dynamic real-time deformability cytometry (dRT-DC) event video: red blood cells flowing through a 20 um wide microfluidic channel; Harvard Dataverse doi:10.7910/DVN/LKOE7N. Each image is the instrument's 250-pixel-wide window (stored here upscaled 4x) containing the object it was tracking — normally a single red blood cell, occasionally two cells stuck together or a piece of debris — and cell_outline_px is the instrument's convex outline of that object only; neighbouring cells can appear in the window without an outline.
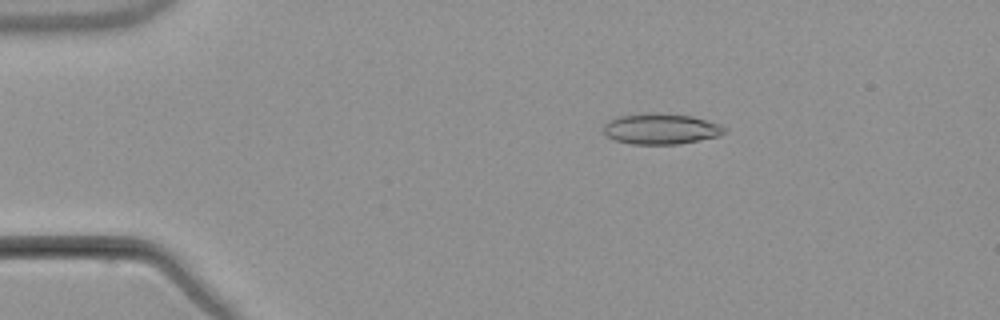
{"species": "common noctule bat (a hibernating species)", "species_latin": "Nyctalus noctula", "temperature_condition": "warm", "stored_images_in_passage": 6, "camera_frame_rate_fps": 3000, "um_per_image_px": 0.085, "animal": {"sex": "male", "body_mass_g": 21.5, "forearm_length_mm": 52.0}, "frame": {"image": 1, "passage_image": 1, "time_ms": 0.0, "image_size_px": [1000, 320], "cell_outline_px": [[728, 132], [720, 136], [680, 144], [632, 144], [616, 140], [608, 136], [604, 132], [604, 124], [608, 120], [620, 116], [692, 116], [720, 124], [728, 128]], "centroid_in_image_um": [56.27, 11.01], "position_along_channel_um": 28.7, "area_um2": 20.75}}
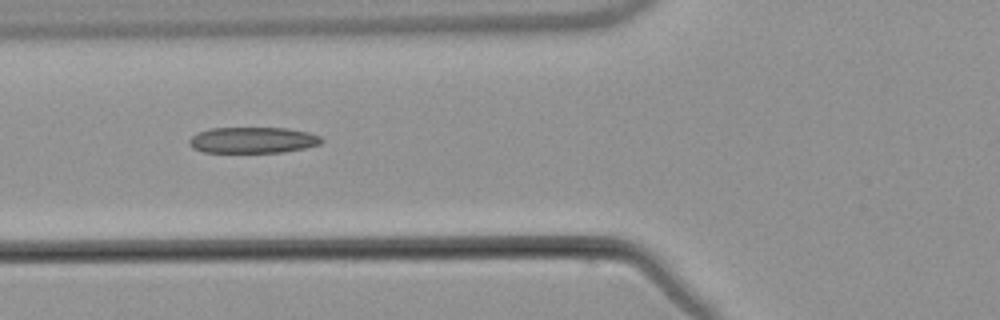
{"frame": {"image": 2, "passage_image": 4, "time_ms": 3.667, "image_size_px": [1000, 320], "cell_outline_px": [[324, 140], [320, 144], [304, 148], [284, 152], [204, 152], [192, 148], [188, 144], [188, 140], [196, 132], [208, 128], [288, 128], [308, 132], [320, 136]], "centroid_in_image_um": [21.46, 11.9], "position_along_channel_um": 104.3, "area_um2": 20.23}}
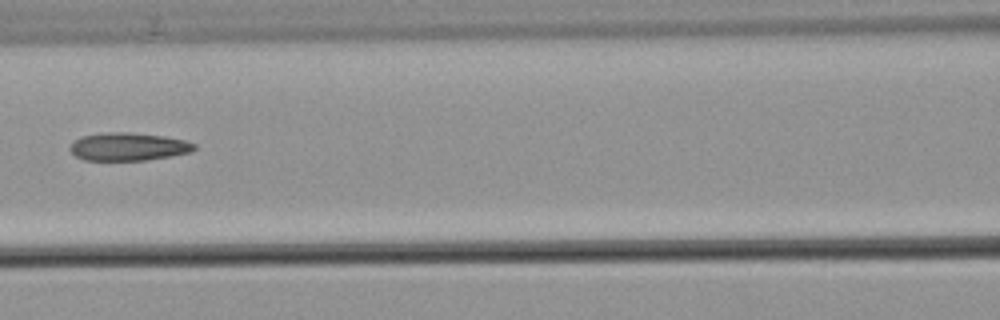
{"frame": {"image": 3, "passage_image": 5, "time_ms": 5.0, "image_size_px": [1000, 320], "cell_outline_px": [[196, 148], [192, 152], [172, 156], [144, 160], [84, 160], [76, 156], [68, 148], [76, 140], [84, 136], [104, 132], [128, 132], [164, 136], [184, 140], [196, 144]], "centroid_in_image_um": [10.94, 12.47], "position_along_channel_um": 155.7, "area_um2": 20.17}}